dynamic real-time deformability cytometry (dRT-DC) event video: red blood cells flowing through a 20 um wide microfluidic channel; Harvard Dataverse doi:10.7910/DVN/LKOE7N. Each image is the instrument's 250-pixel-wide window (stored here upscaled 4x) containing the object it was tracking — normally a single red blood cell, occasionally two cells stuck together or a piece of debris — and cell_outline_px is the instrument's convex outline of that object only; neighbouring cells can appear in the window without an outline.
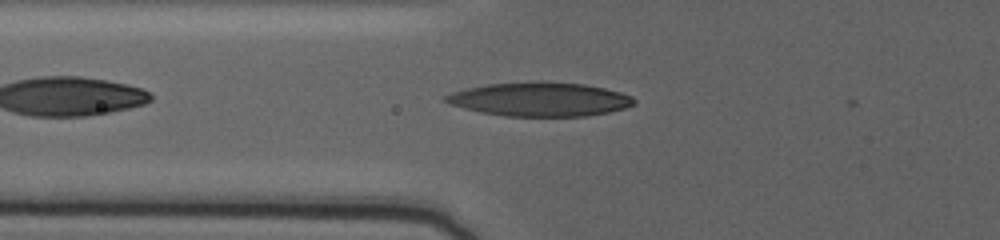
{"species": "human", "species_latin": "Homo sapiens", "temperature_condition": "warm", "stored_images_in_passage": 47, "camera_frame_rate_fps": 3000, "um_per_image_px": 0.085, "donor": {"sex": "female"}, "frame": {"image": 1, "passage_image": 6, "time_ms": 1.667, "image_size_px": [1000, 240], "cell_outline_px": [[636, 104], [624, 108], [608, 112], [588, 116], [504, 116], [480, 112], [464, 108], [452, 104], [444, 100], [444, 96], [452, 92], [468, 88], [488, 84], [536, 80], [544, 80], [584, 84], [604, 88], [620, 92], [632, 96], [636, 100]], "centroid_in_image_um": [45.92, 8.42], "position_along_channel_um": 79.9, "area_um2": 37.51}}
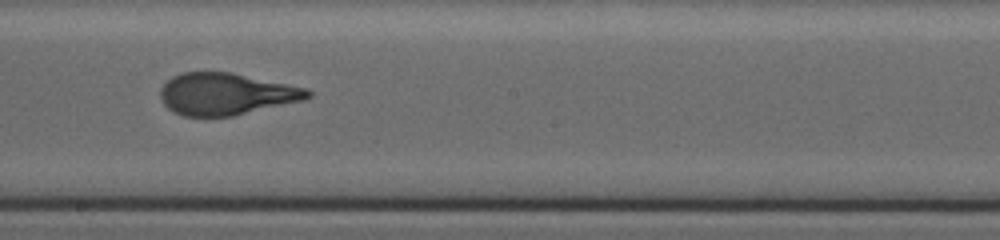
{"frame": {"image": 2, "passage_image": 22, "time_ms": 7.0, "image_size_px": [1000, 240], "cell_outline_px": [[312, 96], [304, 100], [232, 116], [184, 116], [168, 108], [164, 104], [160, 96], [160, 88], [172, 76], [180, 72], [232, 72], [308, 88], [312, 92]], "centroid_in_image_um": [19.24, 7.97], "position_along_channel_um": 229.0, "area_um2": 36.01}}
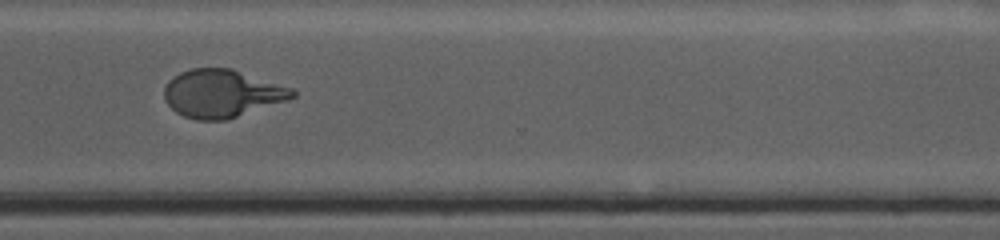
{"frame": {"image": 3, "passage_image": 35, "time_ms": 11.333, "image_size_px": [1000, 240], "cell_outline_px": [[296, 96], [288, 100], [224, 120], [196, 120], [184, 116], [176, 112], [164, 100], [164, 88], [168, 80], [172, 76], [180, 72], [192, 68], [232, 68], [292, 88], [296, 92]], "centroid_in_image_um": [18.84, 7.93], "position_along_channel_um": 351.8, "area_um2": 35.72}, "authors_computed_cell_mechanics": {"area_um2": 36.3562, "velocity_mm_per_s": 2.838, "shape_relaxation_time_tau1_ms": 8.621, "shape_relaxation_time_tau2_ms": null, "deformation_change_tau1": 0.3005, "deformation_change_tau2": null}}